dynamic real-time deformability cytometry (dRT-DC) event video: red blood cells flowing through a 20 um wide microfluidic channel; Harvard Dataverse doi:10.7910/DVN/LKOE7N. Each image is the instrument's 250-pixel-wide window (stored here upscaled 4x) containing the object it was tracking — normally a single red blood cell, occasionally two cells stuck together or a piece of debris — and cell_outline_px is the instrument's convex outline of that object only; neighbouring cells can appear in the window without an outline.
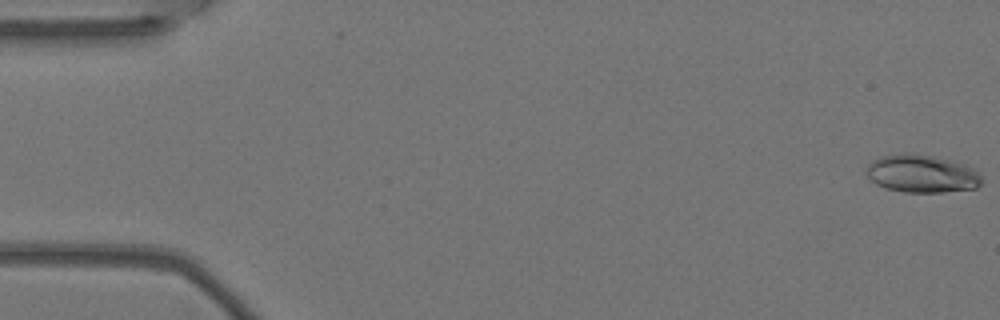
{"species": "Egyptian fruit bat (a non-hibernating species)", "species_latin": "Rousettus aegyptiacus", "temperature_condition": "warm", "stored_images_in_passage": 5, "camera_frame_rate_fps": 3000, "um_per_image_px": 0.085, "animal": {"sex": "female"}, "frame": {"image": 1, "passage_image": 1, "time_ms": 0.0, "image_size_px": [1000, 320], "cell_outline_px": [[980, 184], [976, 188], [944, 192], [904, 192], [884, 188], [868, 180], [868, 164], [872, 160], [880, 156], [904, 152], [912, 152], [932, 156], [964, 164], [972, 168], [980, 176]], "centroid_in_image_um": [78.29, 14.76], "position_along_channel_um": 6.7, "area_um2": 25.43}}